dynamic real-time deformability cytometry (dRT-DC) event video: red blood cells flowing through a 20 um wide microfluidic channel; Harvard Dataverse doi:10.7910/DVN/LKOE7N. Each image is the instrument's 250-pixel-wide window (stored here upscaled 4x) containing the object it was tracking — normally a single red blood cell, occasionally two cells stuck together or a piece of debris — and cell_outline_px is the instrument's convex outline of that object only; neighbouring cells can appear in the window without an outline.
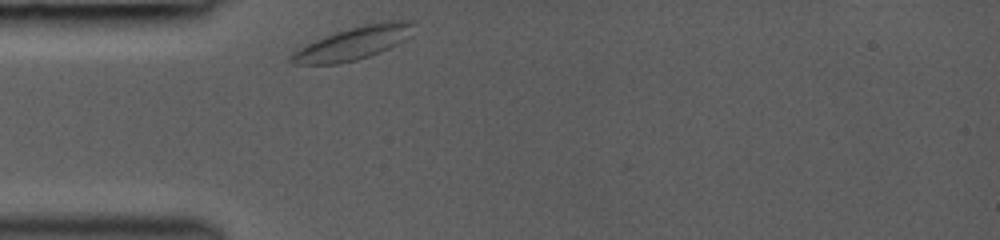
{"species": "common noctule bat (a hibernating species)", "species_latin": "Nyctalus noctula", "temperature_condition": "room temperature", "stored_images_in_passage": 6, "camera_frame_rate_fps": 3000, "um_per_image_px": 0.085, "animal": {"sex": "female", "body_mass_g": 19.0, "forearm_length_mm": 53.3}, "frame": {"image": 1, "passage_image": 1, "time_ms": 0.0, "image_size_px": [1000, 240], "cell_outline_px": [[412, 24], [404, 40], [380, 52], [356, 60], [340, 64], [292, 64], [288, 60], [288, 56], [292, 52], [316, 40], [336, 32], [348, 28], [364, 24], [388, 20], [412, 20]], "centroid_in_image_um": [29.96, 3.68], "position_along_channel_um": 55.0, "area_um2": 23.06}}
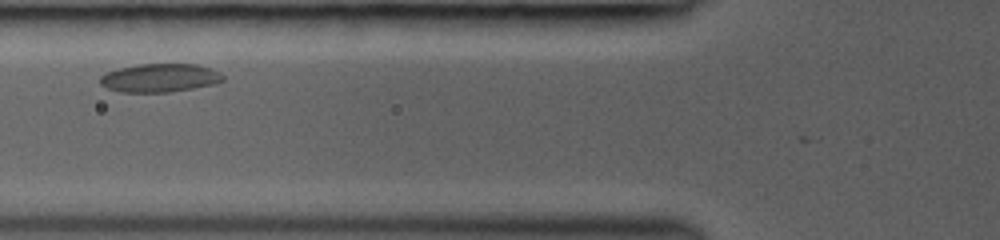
{"frame": {"image": 2, "passage_image": 4, "time_ms": 1.0, "image_size_px": [1000, 240], "cell_outline_px": [[224, 80], [212, 84], [192, 88], [168, 92], [120, 92], [108, 88], [100, 84], [100, 76], [104, 72], [136, 64], [196, 64], [220, 72], [224, 76]], "centroid_in_image_um": [13.54, 6.61], "position_along_channel_um": 112.3, "area_um2": 20.29}}